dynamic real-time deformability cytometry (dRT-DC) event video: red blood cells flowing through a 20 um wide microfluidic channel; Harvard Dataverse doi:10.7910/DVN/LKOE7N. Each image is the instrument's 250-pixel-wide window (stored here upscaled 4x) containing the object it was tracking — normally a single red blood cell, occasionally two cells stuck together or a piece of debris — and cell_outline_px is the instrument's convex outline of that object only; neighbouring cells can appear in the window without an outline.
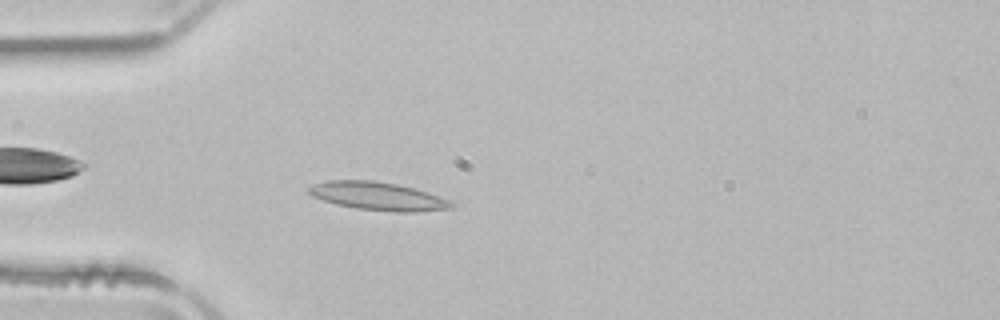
{"species": "common noctule bat (a hibernating species)", "species_latin": "Nyctalus noctula", "temperature_condition": "room temperature", "stored_images_in_passage": 3, "camera_frame_rate_fps": 3000, "um_per_image_px": 0.085, "animal": {"sex": "male", "body_mass_g": 21.5, "forearm_length_mm": 52.0}, "frame": {"image": 1, "passage_image": 3, "time_ms": 0.667, "image_size_px": [1000, 320], "cell_outline_px": [[456, 204], [452, 208], [416, 212], [392, 212], [356, 208], [336, 204], [312, 196], [308, 192], [308, 188], [316, 184], [328, 180], [372, 180], [396, 184], [428, 192], [452, 200]], "centroid_in_image_um": [32.18, 16.68], "position_along_channel_um": 52.8, "area_um2": 23.41}}